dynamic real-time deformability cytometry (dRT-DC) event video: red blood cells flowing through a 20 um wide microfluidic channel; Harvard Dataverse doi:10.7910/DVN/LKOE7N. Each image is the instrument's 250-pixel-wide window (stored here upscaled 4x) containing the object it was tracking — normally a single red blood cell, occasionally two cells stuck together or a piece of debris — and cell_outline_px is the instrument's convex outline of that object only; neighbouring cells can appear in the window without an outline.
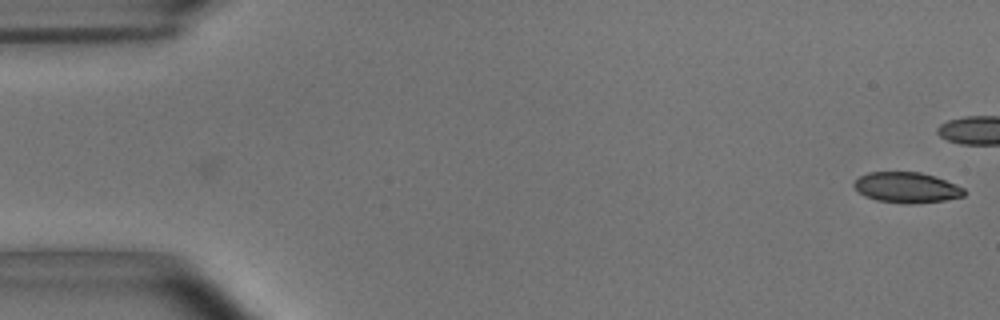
{"species": "common noctule bat (a hibernating species)", "species_latin": "Nyctalus noctula", "temperature_condition": "room temperature", "stored_images_in_passage": 6, "camera_frame_rate_fps": 3000, "um_per_image_px": 0.085, "animal": {"sex": "male", "body_mass_g": 15.6}, "frame": {"image": 1, "passage_image": 6, "time_ms": 1.667, "image_size_px": [1000, 320], "cell_outline_px": [[968, 192], [964, 196], [944, 200], [912, 204], [908, 204], [876, 200], [864, 196], [852, 184], [860, 176], [868, 172], [920, 172], [956, 184], [964, 188]], "centroid_in_image_um": [77.08, 15.94], "position_along_channel_um": 7.9, "area_um2": 19.54}}